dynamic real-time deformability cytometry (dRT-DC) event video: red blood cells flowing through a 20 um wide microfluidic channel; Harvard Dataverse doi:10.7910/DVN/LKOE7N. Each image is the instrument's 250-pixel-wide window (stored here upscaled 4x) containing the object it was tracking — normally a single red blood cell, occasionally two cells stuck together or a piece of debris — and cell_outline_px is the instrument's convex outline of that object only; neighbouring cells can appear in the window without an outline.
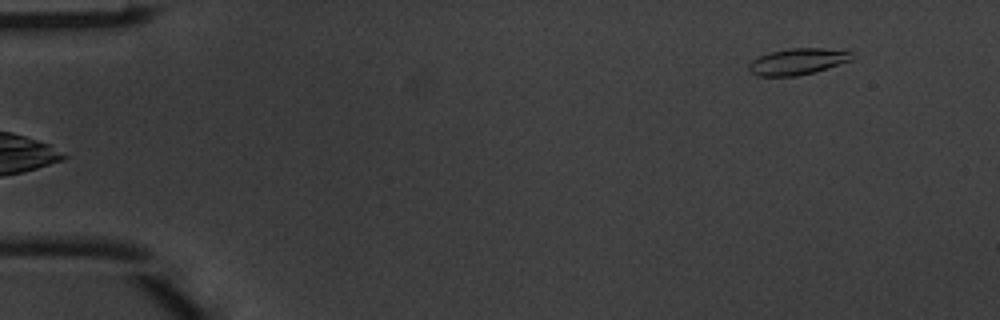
{"species": "common noctule bat (a hibernating species)", "species_latin": "Nyctalus noctula", "temperature_condition": "warm", "stored_images_in_passage": 6, "camera_frame_rate_fps": 3000, "um_per_image_px": 0.085, "animal": {"sex": "male", "body_mass_g": 20.1, "forearm_length_mm": 53.5}, "frame": {"image": 1, "passage_image": 6, "time_ms": 1.667, "image_size_px": [1000, 320], "cell_outline_px": [[852, 60], [816, 72], [796, 76], [756, 76], [748, 68], [748, 64], [752, 60], [768, 52], [788, 48], [848, 48], [852, 52]], "centroid_in_image_um": [67.86, 5.21], "position_along_channel_um": 17.1, "area_um2": 16.24}}